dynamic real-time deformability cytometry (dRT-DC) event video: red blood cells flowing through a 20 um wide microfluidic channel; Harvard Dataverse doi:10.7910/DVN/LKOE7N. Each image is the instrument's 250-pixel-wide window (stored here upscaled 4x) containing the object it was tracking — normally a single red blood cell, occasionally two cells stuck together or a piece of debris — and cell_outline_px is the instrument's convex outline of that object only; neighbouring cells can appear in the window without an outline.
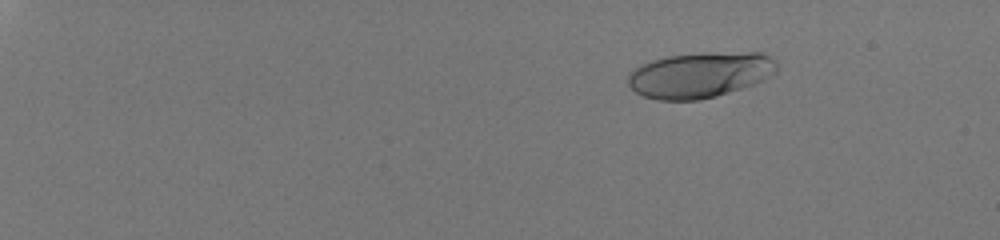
{"species": "human", "species_latin": "Homo sapiens", "temperature_condition": "room temperature", "stored_images_in_passage": 58, "camera_frame_rate_fps": 3000, "um_per_image_px": 0.085, "donor": {"sex": "male"}, "frame": {"image": 1, "passage_image": 11, "time_ms": 3.333, "image_size_px": [1000, 240], "cell_outline_px": [[776, 72], [764, 80], [716, 96], [700, 100], [660, 100], [644, 96], [636, 92], [628, 84], [628, 76], [636, 68], [652, 60], [668, 56], [704, 52], [764, 52], [776, 60]], "centroid_in_image_um": [59.54, 6.35], "position_along_channel_um": 25.5, "area_um2": 39.48}}
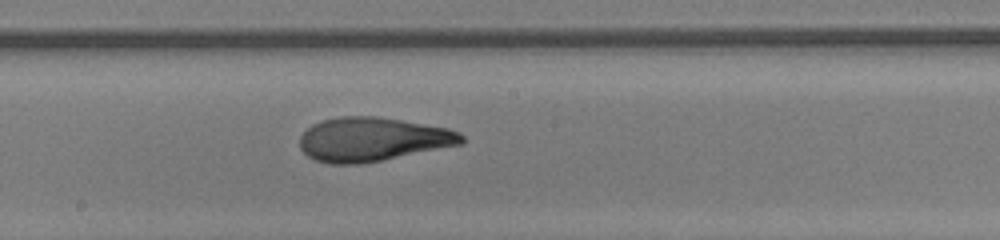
{"frame": {"image": 2, "passage_image": 38, "time_ms": 12.333, "image_size_px": [1000, 240], "cell_outline_px": [[464, 144], [360, 164], [328, 164], [316, 160], [308, 156], [300, 148], [300, 136], [312, 124], [324, 120], [340, 116], [376, 116], [448, 128], [460, 132], [464, 136]], "centroid_in_image_um": [31.67, 11.84], "position_along_channel_um": 216.5, "area_um2": 41.33}}
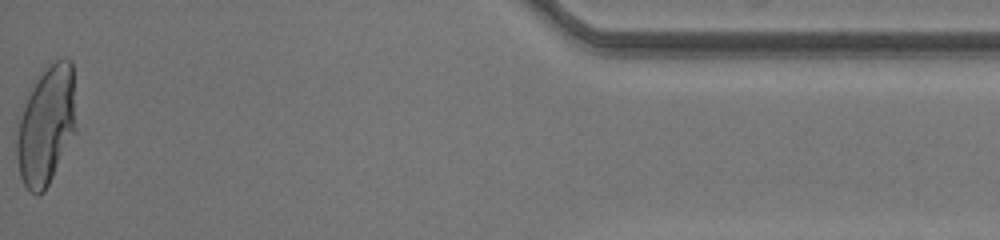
{"frame": {"image": 3, "passage_image": 58, "time_ms": 19.0, "image_size_px": [1000, 240], "cell_outline_px": [[76, 132], [44, 192], [40, 196], [36, 196], [28, 192], [20, 176], [16, 156], [16, 140], [20, 120], [28, 96], [36, 76], [48, 64], [64, 56], [68, 56], [72, 60], [76, 128]], "centroid_in_image_um": [3.95, 10.65], "position_along_channel_um": 431.3, "area_um2": 41.38}, "authors_computed_cell_mechanics": {"area_um2": 40.4022, "velocity_mm_per_s": 4.0948, "shape_relaxation_time_tau1_ms": 7.6481, "shape_relaxation_time_tau2_ms": 0.9714, "deformation_change_tau1": 0.3114, "deformation_change_tau2": 0.079}}